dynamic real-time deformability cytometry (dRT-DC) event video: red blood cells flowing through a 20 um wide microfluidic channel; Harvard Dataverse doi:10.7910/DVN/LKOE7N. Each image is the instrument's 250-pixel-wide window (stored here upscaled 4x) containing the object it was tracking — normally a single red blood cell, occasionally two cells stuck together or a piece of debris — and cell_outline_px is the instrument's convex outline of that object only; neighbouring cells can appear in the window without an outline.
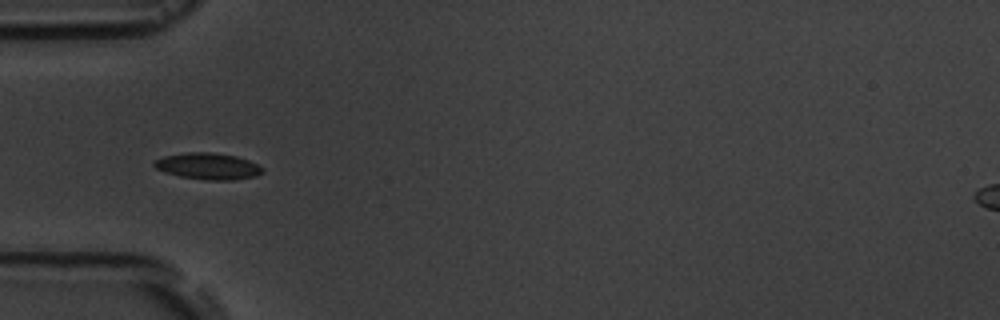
{"species": "common noctule bat (a hibernating species)", "species_latin": "Nyctalus noctula", "temperature_condition": "room temperature", "stored_images_in_passage": 4, "camera_frame_rate_fps": 3000, "um_per_image_px": 0.085, "animal": {"sex": "male", "body_mass_g": 19.5, "forearm_length_mm": 54.6}, "frame": {"image": 1, "passage_image": 4, "time_ms": 3.333, "image_size_px": [1000, 320], "cell_outline_px": [[264, 172], [256, 176], [232, 180], [204, 180], [180, 176], [164, 172], [156, 168], [152, 164], [156, 160], [164, 156], [188, 152], [208, 152], [236, 156], [248, 160], [264, 168]], "centroid_in_image_um": [17.69, 14.13], "position_along_channel_um": 67.3, "area_um2": 16.65}}